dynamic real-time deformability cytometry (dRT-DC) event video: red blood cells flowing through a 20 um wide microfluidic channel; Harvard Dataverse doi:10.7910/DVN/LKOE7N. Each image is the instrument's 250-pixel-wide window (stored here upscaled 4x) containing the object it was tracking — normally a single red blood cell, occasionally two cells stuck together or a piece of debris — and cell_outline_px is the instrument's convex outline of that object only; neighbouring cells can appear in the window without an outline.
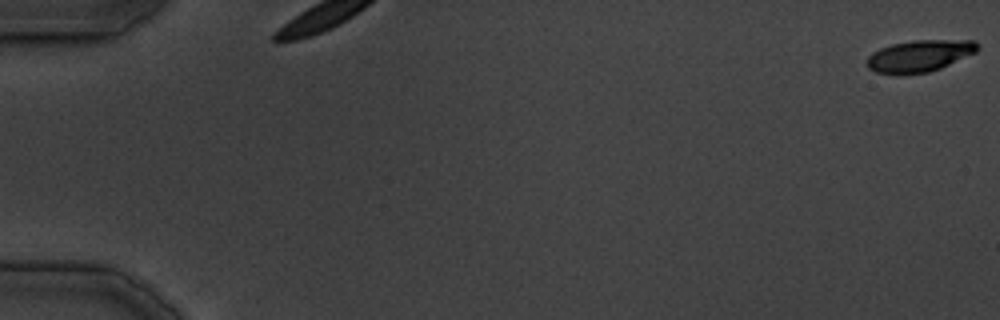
{"species": "common noctule bat (a hibernating species)", "species_latin": "Nyctalus noctula", "temperature_condition": "cold", "stored_images_in_passage": 24, "camera_frame_rate_fps": 3000, "um_per_image_px": 0.085, "animal": {"sex": "male", "body_mass_g": 19.5, "forearm_length_mm": 54.6}, "frame": {"image": 1, "passage_image": 1, "time_ms": 0.0, "image_size_px": [1000, 320], "cell_outline_px": [[980, 48], [976, 52], [940, 68], [928, 72], [896, 76], [876, 72], [868, 68], [868, 56], [872, 52], [880, 48], [892, 44], [912, 40], [976, 40], [980, 44]], "centroid_in_image_um": [78.16, 4.76], "position_along_channel_um": 6.8, "area_um2": 20.75}}